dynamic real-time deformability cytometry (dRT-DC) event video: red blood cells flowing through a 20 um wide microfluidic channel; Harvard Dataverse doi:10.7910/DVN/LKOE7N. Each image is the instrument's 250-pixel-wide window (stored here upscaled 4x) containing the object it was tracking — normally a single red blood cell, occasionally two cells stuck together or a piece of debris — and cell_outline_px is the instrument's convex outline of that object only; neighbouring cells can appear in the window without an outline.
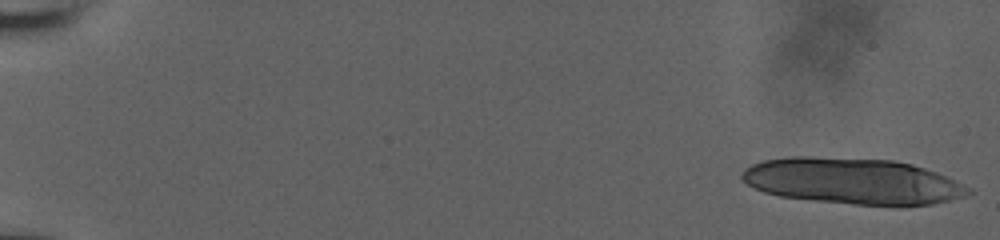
{"species": "human", "species_latin": "Homo sapiens", "temperature_condition": "room temperature", "stored_images_in_passage": 18, "camera_frame_rate_fps": 3000, "um_per_image_px": 0.085, "donor": {"sex": "male"}, "frame": {"image": 1, "passage_image": 1, "time_ms": 0.0, "image_size_px": [1000, 240], "cell_outline_px": [[972, 192], [964, 196], [932, 204], [896, 208], [816, 200], [780, 196], [764, 192], [748, 184], [740, 176], [740, 172], [744, 168], [752, 164], [764, 160], [792, 156], [808, 156], [892, 160], [912, 164], [936, 172], [972, 188]], "centroid_in_image_um": [72.5, 15.41], "position_along_channel_um": 12.5, "area_um2": 61.21}}
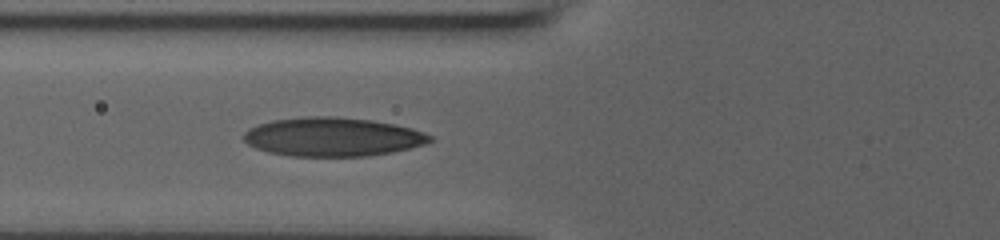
{"frame": {"image": 2, "passage_image": 16, "time_ms": 5.0, "image_size_px": [1000, 240], "cell_outline_px": [[432, 140], [424, 144], [392, 152], [368, 156], [292, 156], [268, 152], [256, 148], [248, 144], [244, 140], [244, 132], [248, 128], [272, 120], [304, 116], [336, 116], [372, 120], [412, 128], [424, 132], [432, 136]], "centroid_in_image_um": [28.25, 11.63], "position_along_channel_um": 97.5, "area_um2": 42.14}}
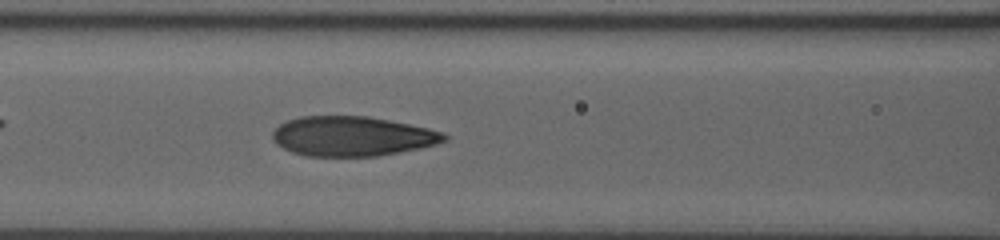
{"frame": {"image": 3, "passage_image": 18, "time_ms": 5.667, "image_size_px": [1000, 240], "cell_outline_px": [[448, 140], [436, 144], [420, 148], [400, 152], [376, 156], [304, 156], [292, 152], [276, 144], [272, 140], [272, 132], [280, 124], [288, 120], [300, 116], [368, 116], [428, 128], [444, 132], [448, 136]], "centroid_in_image_um": [29.93, 11.58], "position_along_channel_um": 136.7, "area_um2": 39.82}}